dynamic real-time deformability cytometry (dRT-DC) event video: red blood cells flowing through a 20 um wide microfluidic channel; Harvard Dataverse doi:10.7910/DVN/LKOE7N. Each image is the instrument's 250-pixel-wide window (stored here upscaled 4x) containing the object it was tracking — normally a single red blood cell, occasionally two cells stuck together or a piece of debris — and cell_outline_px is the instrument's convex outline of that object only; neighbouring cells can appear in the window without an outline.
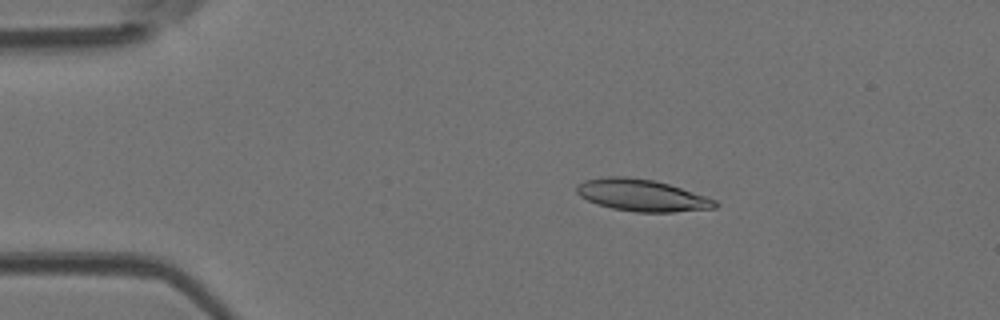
{"species": "Egyptian fruit bat (a non-hibernating species)", "species_latin": "Rousettus aegyptiacus", "temperature_condition": "room temperature", "stored_images_in_passage": 4, "camera_frame_rate_fps": 3000, "um_per_image_px": 0.085, "animal": {"sex": "female"}, "frame": {"image": 1, "passage_image": 1, "time_ms": 0.0, "image_size_px": [1000, 320], "cell_outline_px": [[720, 204], [716, 208], [672, 212], [636, 212], [612, 208], [596, 204], [580, 196], [576, 192], [576, 184], [584, 180], [608, 176], [624, 176], [652, 180], [668, 184], [716, 200]], "centroid_in_image_um": [54.53, 16.6], "position_along_channel_um": 30.5, "area_um2": 25.61}}
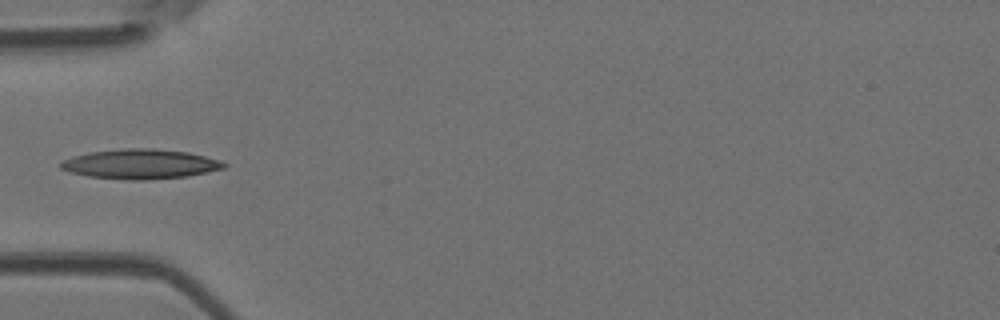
{"frame": {"image": 2, "passage_image": 3, "time_ms": 0.667, "image_size_px": [1000, 320], "cell_outline_px": [[228, 164], [224, 168], [208, 172], [188, 176], [144, 180], [128, 180], [88, 176], [68, 172], [60, 168], [60, 160], [72, 156], [92, 152], [124, 148], [152, 148], [188, 152], [220, 160]], "centroid_in_image_um": [11.91, 13.94], "position_along_channel_um": 73.1, "area_um2": 28.38}}
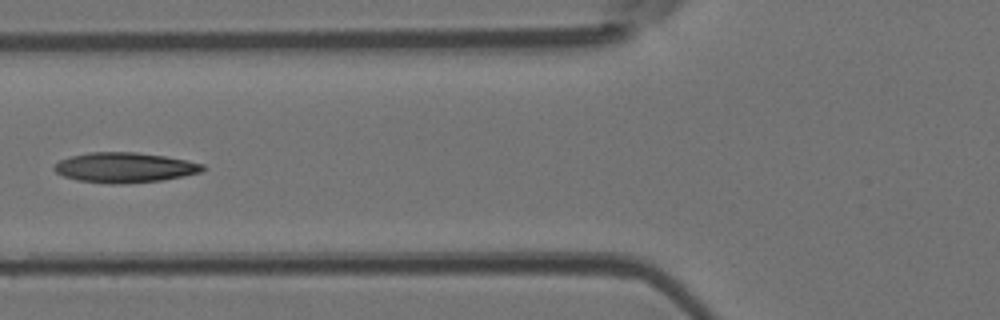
{"frame": {"image": 3, "passage_image": 4, "time_ms": 1.0, "image_size_px": [1000, 320], "cell_outline_px": [[204, 168], [200, 172], [160, 180], [120, 184], [112, 184], [76, 180], [64, 176], [56, 172], [52, 168], [60, 160], [72, 156], [88, 152], [136, 152], [164, 156], [188, 160], [204, 164]], "centroid_in_image_um": [10.57, 14.23], "position_along_channel_um": 115.2, "area_um2": 25.78}}